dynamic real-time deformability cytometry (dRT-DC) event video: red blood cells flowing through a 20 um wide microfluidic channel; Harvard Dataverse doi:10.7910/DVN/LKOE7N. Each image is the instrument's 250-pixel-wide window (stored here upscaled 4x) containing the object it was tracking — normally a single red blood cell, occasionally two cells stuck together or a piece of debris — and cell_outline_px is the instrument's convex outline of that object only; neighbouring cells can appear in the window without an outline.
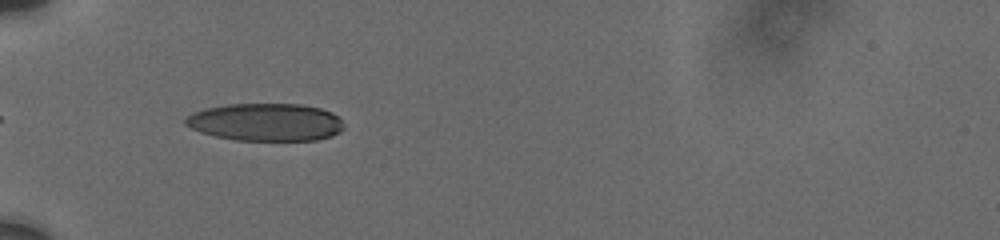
{"species": "human", "species_latin": "Homo sapiens", "temperature_condition": "cold", "stored_images_in_passage": 10, "segment_of_instrument_passage": [2, 2], "camera_frame_rate_fps": 3000, "um_per_image_px": 0.085, "donor": {"sex": "male"}, "frame": {"image": 1, "passage_image": 7, "time_ms": 6.333, "image_size_px": [1000, 240], "cell_outline_px": [[344, 128], [340, 132], [332, 136], [316, 140], [236, 140], [216, 136], [200, 132], [184, 124], [184, 120], [192, 112], [208, 108], [228, 104], [300, 104], [320, 108], [332, 112], [340, 116], [344, 124]], "centroid_in_image_um": [22.63, 10.38], "position_along_channel_um": 62.4, "area_um2": 34.85}}
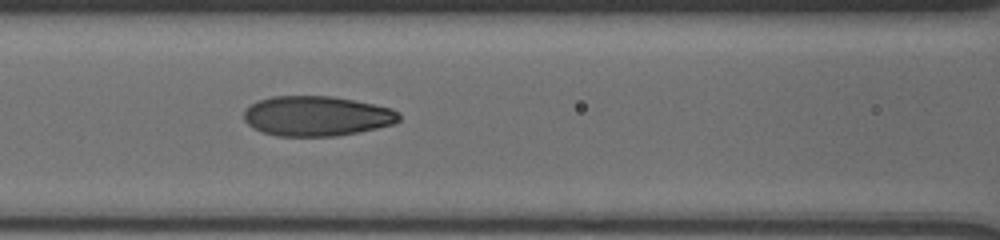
{"frame": {"image": 2, "passage_image": 9, "time_ms": 8.667, "image_size_px": [1000, 240], "cell_outline_px": [[400, 120], [392, 124], [376, 128], [336, 136], [276, 136], [260, 132], [252, 128], [244, 120], [244, 112], [256, 100], [272, 96], [332, 96], [392, 108], [400, 112]], "centroid_in_image_um": [26.89, 9.86], "position_along_channel_um": 139.7, "area_um2": 36.18}}
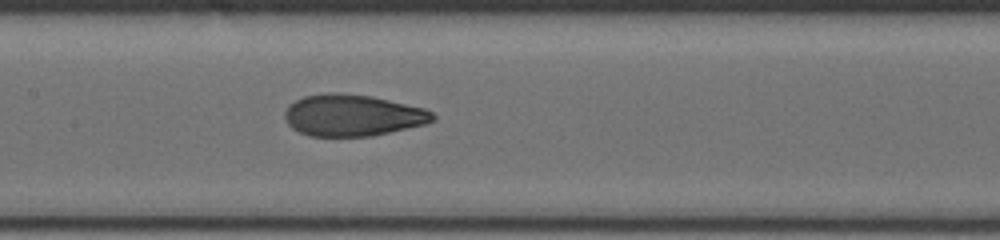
{"frame": {"image": 3, "passage_image": 10, "time_ms": 9.667, "image_size_px": [1000, 240], "cell_outline_px": [[436, 120], [424, 124], [372, 136], [308, 136], [292, 128], [288, 124], [284, 116], [284, 112], [288, 104], [304, 96], [328, 92], [340, 92], [372, 96], [424, 108], [432, 112], [436, 116]], "centroid_in_image_um": [29.95, 9.79], "position_along_channel_um": 177.5, "area_um2": 36.01}}